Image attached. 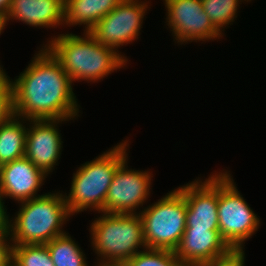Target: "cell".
Instances as JSON below:
<instances>
[{
    "mask_svg": "<svg viewBox=\"0 0 266 266\" xmlns=\"http://www.w3.org/2000/svg\"><path fill=\"white\" fill-rule=\"evenodd\" d=\"M47 175L25 156L1 165L0 193L4 198L20 203L42 196L37 194Z\"/></svg>",
    "mask_w": 266,
    "mask_h": 266,
    "instance_id": "13",
    "label": "cell"
},
{
    "mask_svg": "<svg viewBox=\"0 0 266 266\" xmlns=\"http://www.w3.org/2000/svg\"><path fill=\"white\" fill-rule=\"evenodd\" d=\"M14 115L10 77L0 64V124Z\"/></svg>",
    "mask_w": 266,
    "mask_h": 266,
    "instance_id": "22",
    "label": "cell"
},
{
    "mask_svg": "<svg viewBox=\"0 0 266 266\" xmlns=\"http://www.w3.org/2000/svg\"><path fill=\"white\" fill-rule=\"evenodd\" d=\"M187 205L176 188L140 209L147 249L175 251L186 228Z\"/></svg>",
    "mask_w": 266,
    "mask_h": 266,
    "instance_id": "7",
    "label": "cell"
},
{
    "mask_svg": "<svg viewBox=\"0 0 266 266\" xmlns=\"http://www.w3.org/2000/svg\"><path fill=\"white\" fill-rule=\"evenodd\" d=\"M46 246L55 266H89L85 253L69 233L55 237Z\"/></svg>",
    "mask_w": 266,
    "mask_h": 266,
    "instance_id": "18",
    "label": "cell"
},
{
    "mask_svg": "<svg viewBox=\"0 0 266 266\" xmlns=\"http://www.w3.org/2000/svg\"><path fill=\"white\" fill-rule=\"evenodd\" d=\"M250 0H201L202 7L212 24L222 33L237 18L240 5ZM241 2V3H240ZM235 19V20H234Z\"/></svg>",
    "mask_w": 266,
    "mask_h": 266,
    "instance_id": "19",
    "label": "cell"
},
{
    "mask_svg": "<svg viewBox=\"0 0 266 266\" xmlns=\"http://www.w3.org/2000/svg\"><path fill=\"white\" fill-rule=\"evenodd\" d=\"M8 24L6 23V16L3 14H0V35L2 34L3 30L5 29V26Z\"/></svg>",
    "mask_w": 266,
    "mask_h": 266,
    "instance_id": "27",
    "label": "cell"
},
{
    "mask_svg": "<svg viewBox=\"0 0 266 266\" xmlns=\"http://www.w3.org/2000/svg\"><path fill=\"white\" fill-rule=\"evenodd\" d=\"M125 266H185L174 251L145 249L131 257Z\"/></svg>",
    "mask_w": 266,
    "mask_h": 266,
    "instance_id": "21",
    "label": "cell"
},
{
    "mask_svg": "<svg viewBox=\"0 0 266 266\" xmlns=\"http://www.w3.org/2000/svg\"><path fill=\"white\" fill-rule=\"evenodd\" d=\"M166 9V25L176 42L182 46L188 42L214 41L222 34L211 22L202 7L201 0H163Z\"/></svg>",
    "mask_w": 266,
    "mask_h": 266,
    "instance_id": "9",
    "label": "cell"
},
{
    "mask_svg": "<svg viewBox=\"0 0 266 266\" xmlns=\"http://www.w3.org/2000/svg\"><path fill=\"white\" fill-rule=\"evenodd\" d=\"M245 265V251L231 250L227 255L217 258L202 266H244Z\"/></svg>",
    "mask_w": 266,
    "mask_h": 266,
    "instance_id": "23",
    "label": "cell"
},
{
    "mask_svg": "<svg viewBox=\"0 0 266 266\" xmlns=\"http://www.w3.org/2000/svg\"><path fill=\"white\" fill-rule=\"evenodd\" d=\"M129 140H122L73 173L70 190L64 193L69 213H104L106 195L118 167L128 158Z\"/></svg>",
    "mask_w": 266,
    "mask_h": 266,
    "instance_id": "3",
    "label": "cell"
},
{
    "mask_svg": "<svg viewBox=\"0 0 266 266\" xmlns=\"http://www.w3.org/2000/svg\"><path fill=\"white\" fill-rule=\"evenodd\" d=\"M68 119L29 120L25 157L47 176L55 170L61 158L63 141L59 125ZM59 124V125H58Z\"/></svg>",
    "mask_w": 266,
    "mask_h": 266,
    "instance_id": "12",
    "label": "cell"
},
{
    "mask_svg": "<svg viewBox=\"0 0 266 266\" xmlns=\"http://www.w3.org/2000/svg\"><path fill=\"white\" fill-rule=\"evenodd\" d=\"M4 197L0 193V236L10 234V219L7 214L6 206L4 205Z\"/></svg>",
    "mask_w": 266,
    "mask_h": 266,
    "instance_id": "25",
    "label": "cell"
},
{
    "mask_svg": "<svg viewBox=\"0 0 266 266\" xmlns=\"http://www.w3.org/2000/svg\"><path fill=\"white\" fill-rule=\"evenodd\" d=\"M149 5L147 0H122L89 33L99 43L120 52L118 48L139 38L147 9L151 8Z\"/></svg>",
    "mask_w": 266,
    "mask_h": 266,
    "instance_id": "8",
    "label": "cell"
},
{
    "mask_svg": "<svg viewBox=\"0 0 266 266\" xmlns=\"http://www.w3.org/2000/svg\"><path fill=\"white\" fill-rule=\"evenodd\" d=\"M215 172V173H214ZM208 178H197L177 187L186 200V228L219 230L218 225V172Z\"/></svg>",
    "mask_w": 266,
    "mask_h": 266,
    "instance_id": "11",
    "label": "cell"
},
{
    "mask_svg": "<svg viewBox=\"0 0 266 266\" xmlns=\"http://www.w3.org/2000/svg\"><path fill=\"white\" fill-rule=\"evenodd\" d=\"M12 240L10 234L0 236V266L12 263Z\"/></svg>",
    "mask_w": 266,
    "mask_h": 266,
    "instance_id": "24",
    "label": "cell"
},
{
    "mask_svg": "<svg viewBox=\"0 0 266 266\" xmlns=\"http://www.w3.org/2000/svg\"><path fill=\"white\" fill-rule=\"evenodd\" d=\"M65 0H11L6 15L10 20L38 28L64 26Z\"/></svg>",
    "mask_w": 266,
    "mask_h": 266,
    "instance_id": "15",
    "label": "cell"
},
{
    "mask_svg": "<svg viewBox=\"0 0 266 266\" xmlns=\"http://www.w3.org/2000/svg\"><path fill=\"white\" fill-rule=\"evenodd\" d=\"M19 211L10 219L13 245L46 244L65 233L63 227L72 216L63 192H49L20 202Z\"/></svg>",
    "mask_w": 266,
    "mask_h": 266,
    "instance_id": "5",
    "label": "cell"
},
{
    "mask_svg": "<svg viewBox=\"0 0 266 266\" xmlns=\"http://www.w3.org/2000/svg\"><path fill=\"white\" fill-rule=\"evenodd\" d=\"M97 217L89 228L91 246L97 254L94 266L124 265L131 257L147 249L139 213L102 212Z\"/></svg>",
    "mask_w": 266,
    "mask_h": 266,
    "instance_id": "4",
    "label": "cell"
},
{
    "mask_svg": "<svg viewBox=\"0 0 266 266\" xmlns=\"http://www.w3.org/2000/svg\"><path fill=\"white\" fill-rule=\"evenodd\" d=\"M83 36L68 33L52 36L43 44L59 61L72 82H98L125 68L128 58L99 43L89 32Z\"/></svg>",
    "mask_w": 266,
    "mask_h": 266,
    "instance_id": "2",
    "label": "cell"
},
{
    "mask_svg": "<svg viewBox=\"0 0 266 266\" xmlns=\"http://www.w3.org/2000/svg\"><path fill=\"white\" fill-rule=\"evenodd\" d=\"M122 0H65L64 26H83L89 32Z\"/></svg>",
    "mask_w": 266,
    "mask_h": 266,
    "instance_id": "16",
    "label": "cell"
},
{
    "mask_svg": "<svg viewBox=\"0 0 266 266\" xmlns=\"http://www.w3.org/2000/svg\"><path fill=\"white\" fill-rule=\"evenodd\" d=\"M11 5V0H0V14L7 15Z\"/></svg>",
    "mask_w": 266,
    "mask_h": 266,
    "instance_id": "26",
    "label": "cell"
},
{
    "mask_svg": "<svg viewBox=\"0 0 266 266\" xmlns=\"http://www.w3.org/2000/svg\"><path fill=\"white\" fill-rule=\"evenodd\" d=\"M128 158L118 167L109 186L104 213L138 214L147 202L152 186V171L128 167ZM138 210V211H137Z\"/></svg>",
    "mask_w": 266,
    "mask_h": 266,
    "instance_id": "10",
    "label": "cell"
},
{
    "mask_svg": "<svg viewBox=\"0 0 266 266\" xmlns=\"http://www.w3.org/2000/svg\"><path fill=\"white\" fill-rule=\"evenodd\" d=\"M12 263L15 266H55L46 244L13 245Z\"/></svg>",
    "mask_w": 266,
    "mask_h": 266,
    "instance_id": "20",
    "label": "cell"
},
{
    "mask_svg": "<svg viewBox=\"0 0 266 266\" xmlns=\"http://www.w3.org/2000/svg\"><path fill=\"white\" fill-rule=\"evenodd\" d=\"M28 122L25 118L13 115L0 124V165L25 156Z\"/></svg>",
    "mask_w": 266,
    "mask_h": 266,
    "instance_id": "17",
    "label": "cell"
},
{
    "mask_svg": "<svg viewBox=\"0 0 266 266\" xmlns=\"http://www.w3.org/2000/svg\"><path fill=\"white\" fill-rule=\"evenodd\" d=\"M228 170L218 172V225L222 239L232 250H244L245 241L258 231L260 219L247 204Z\"/></svg>",
    "mask_w": 266,
    "mask_h": 266,
    "instance_id": "6",
    "label": "cell"
},
{
    "mask_svg": "<svg viewBox=\"0 0 266 266\" xmlns=\"http://www.w3.org/2000/svg\"><path fill=\"white\" fill-rule=\"evenodd\" d=\"M231 250L219 230L185 229L174 252L185 266H202L227 255Z\"/></svg>",
    "mask_w": 266,
    "mask_h": 266,
    "instance_id": "14",
    "label": "cell"
},
{
    "mask_svg": "<svg viewBox=\"0 0 266 266\" xmlns=\"http://www.w3.org/2000/svg\"><path fill=\"white\" fill-rule=\"evenodd\" d=\"M10 81L15 116L27 120L78 119L81 110L74 83L45 46Z\"/></svg>",
    "mask_w": 266,
    "mask_h": 266,
    "instance_id": "1",
    "label": "cell"
}]
</instances>
